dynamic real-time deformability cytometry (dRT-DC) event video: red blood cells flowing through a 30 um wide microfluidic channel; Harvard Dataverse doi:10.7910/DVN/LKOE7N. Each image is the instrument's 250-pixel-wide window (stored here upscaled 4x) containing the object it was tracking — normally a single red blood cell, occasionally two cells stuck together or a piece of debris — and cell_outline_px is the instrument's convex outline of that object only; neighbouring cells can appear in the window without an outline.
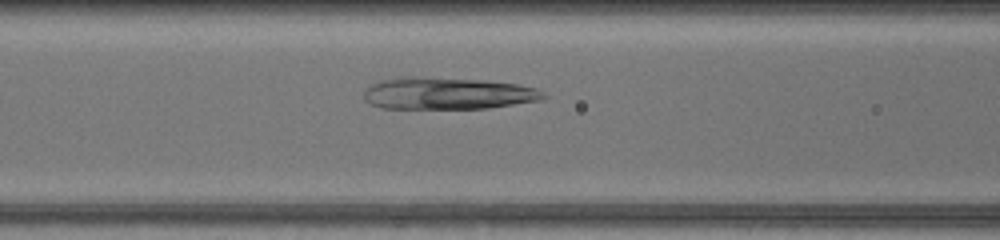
{"species": "common noctule bat (a hibernating species)", "species_latin": "Nyctalus noctula", "temperature_condition": "warm", "stored_images_in_passage": 31, "camera_frame_rate_fps": 3000, "um_per_image_px": 0.085, "animal": {"sex": "female", "body_mass_g": 17.0, "forearm_length_mm": 48.0}, "frame": {"image": 1, "passage_image": 7, "time_ms": 2.0, "image_size_px": [1000, 240], "cell_outline_px": [[548, 96], [544, 100], [488, 108], [380, 108], [368, 104], [364, 100], [364, 92], [372, 84], [380, 80], [404, 76], [416, 76], [488, 80], [520, 84], [536, 88], [544, 92]], "centroid_in_image_um": [38.08, 7.93], "position_along_channel_um": 128.5, "area_um2": 33.99}}
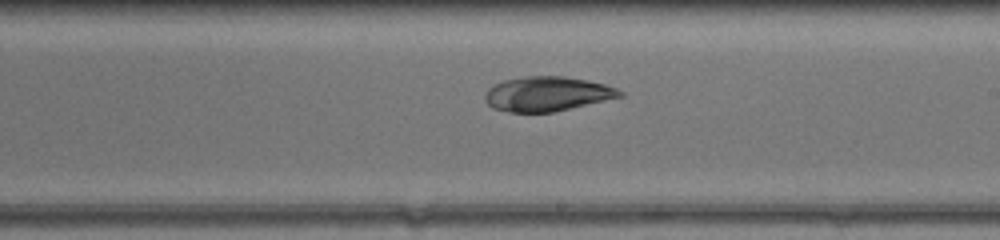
{"frame": {"image": 2, "passage_image": 15, "time_ms": 4.667, "image_size_px": [1000, 240], "cell_outline_px": [[624, 96], [552, 112], [508, 112], [492, 108], [484, 100], [484, 96], [488, 88], [504, 80], [524, 76], [564, 76], [588, 80], [604, 84], [616, 88], [624, 92]], "centroid_in_image_um": [46.5, 7.98], "position_along_channel_um": 242.5, "area_um2": 27.17}}
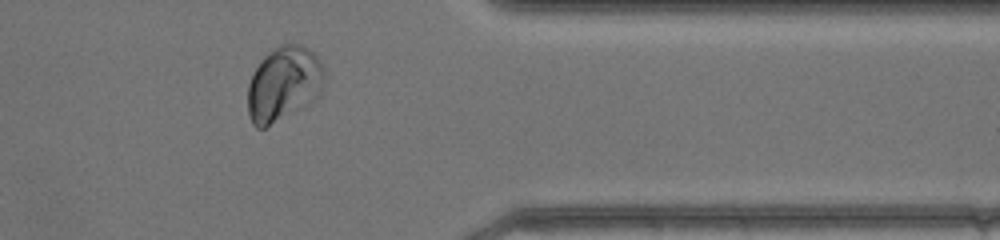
{"frame": {"image": 3, "passage_image": 26, "time_ms": 8.333, "image_size_px": [1000, 240], "cell_outline_px": [[324, 84], [320, 92], [316, 96], [264, 128], [256, 128], [252, 124], [248, 112], [248, 84], [256, 68], [264, 56], [268, 52], [280, 44], [300, 44], [308, 48], [320, 60], [324, 72]], "centroid_in_image_um": [24.09, 7.08], "position_along_channel_um": 387.3, "area_um2": 32.48}}